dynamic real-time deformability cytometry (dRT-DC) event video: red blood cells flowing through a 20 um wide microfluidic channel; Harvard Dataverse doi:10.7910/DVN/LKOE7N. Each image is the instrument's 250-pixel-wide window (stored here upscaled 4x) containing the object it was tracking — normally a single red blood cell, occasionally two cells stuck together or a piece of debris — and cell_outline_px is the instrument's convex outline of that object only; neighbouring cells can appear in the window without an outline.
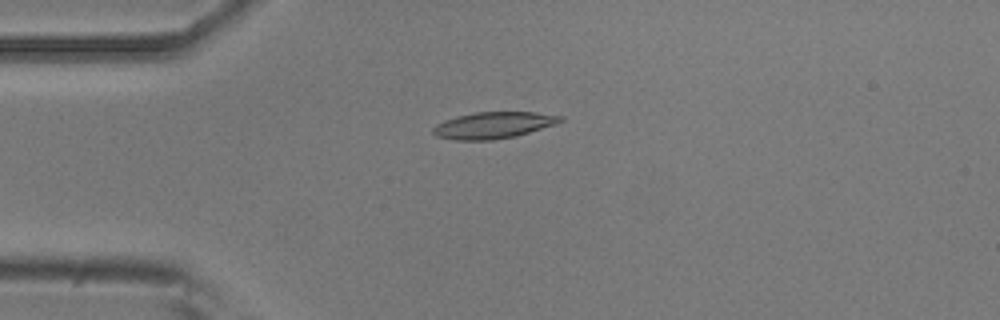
{"species": "common noctule bat (a hibernating species)", "species_latin": "Nyctalus noctula", "temperature_condition": "room temperature", "stored_images_in_passage": 2, "camera_frame_rate_fps": 3000, "um_per_image_px": 0.085, "animal": {"sex": "male", "body_mass_g": 20.5, "forearm_length_mm": 52.5}, "frame": {"image": 1, "passage_image": 1, "time_ms": 0.0, "image_size_px": [1000, 320], "cell_outline_px": [[564, 120], [556, 124], [516, 136], [492, 140], [452, 140], [436, 136], [432, 132], [432, 128], [436, 124], [444, 120], [456, 116], [476, 112], [536, 112], [564, 116]], "centroid_in_image_um": [41.93, 10.64], "position_along_channel_um": 43.1, "area_um2": 19.83}}
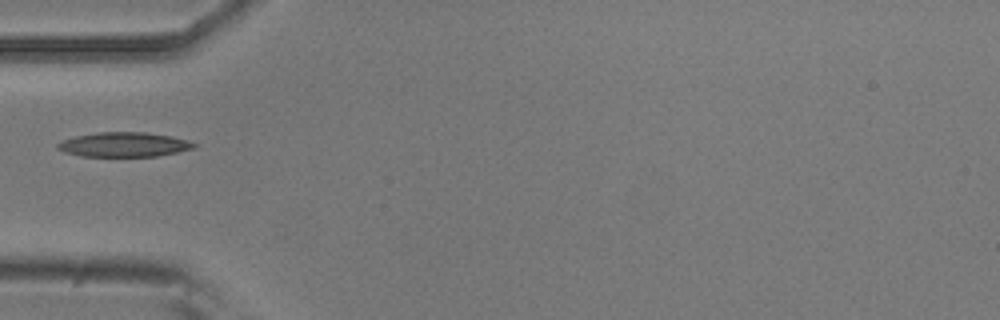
{"frame": {"image": 2, "passage_image": 2, "time_ms": 0.333, "image_size_px": [1000, 320], "cell_outline_px": [[200, 144], [196, 148], [156, 156], [80, 156], [64, 152], [56, 148], [56, 144], [64, 140], [76, 136], [100, 132], [144, 132], [168, 136], [188, 140]], "centroid_in_image_um": [10.56, 12.29], "position_along_channel_um": 74.4, "area_um2": 19.42}}